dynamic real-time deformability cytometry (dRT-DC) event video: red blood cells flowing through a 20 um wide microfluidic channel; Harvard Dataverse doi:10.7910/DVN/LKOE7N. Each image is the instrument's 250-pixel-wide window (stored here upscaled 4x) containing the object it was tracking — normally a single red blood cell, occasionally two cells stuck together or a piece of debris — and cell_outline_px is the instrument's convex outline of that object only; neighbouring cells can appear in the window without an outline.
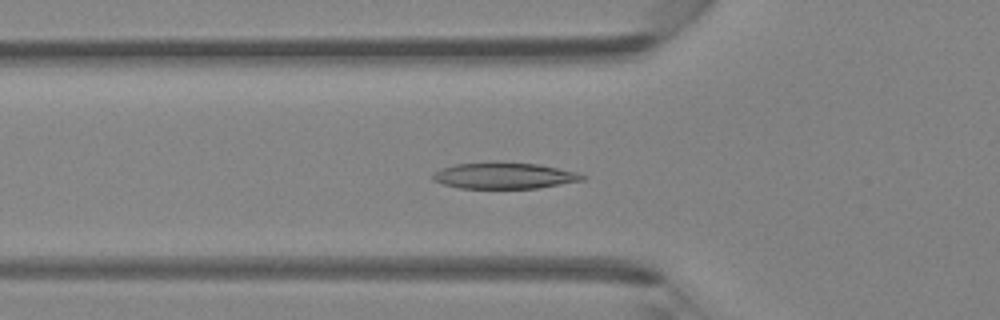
{"species": "Egyptian fruit bat (a non-hibernating species)", "species_latin": "Rousettus aegyptiacus", "temperature_condition": "room temperature", "stored_images_in_passage": 47, "camera_frame_rate_fps": 3000, "um_per_image_px": 0.085, "animal": {"sex": "female"}, "frame": {"image": 1, "passage_image": 16, "time_ms": 5.0, "image_size_px": [1000, 320], "cell_outline_px": [[588, 176], [584, 180], [536, 188], [460, 188], [444, 184], [432, 180], [432, 172], [440, 168], [456, 164], [492, 160], [540, 164], [576, 172]], "centroid_in_image_um": [42.82, 14.9], "position_along_channel_um": 83.0, "area_um2": 23.35}}
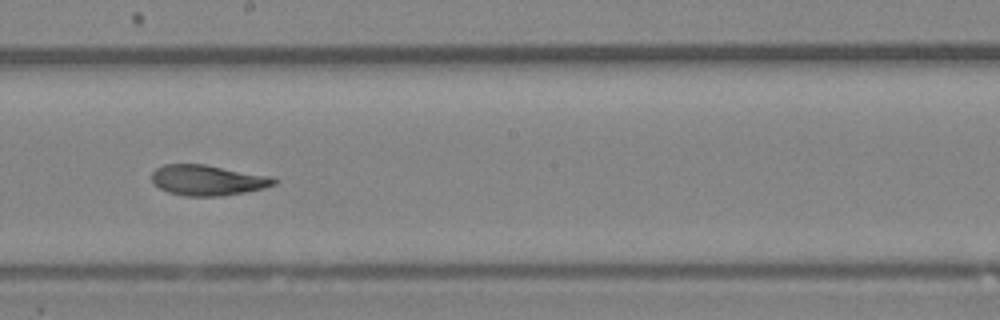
{"frame": {"image": 2, "passage_image": 26, "time_ms": 8.333, "image_size_px": [1000, 320], "cell_outline_px": [[276, 184], [264, 188], [244, 192], [220, 196], [188, 196], [168, 192], [152, 184], [152, 172], [156, 168], [164, 164], [204, 164], [272, 176], [276, 180]], "centroid_in_image_um": [17.64, 15.31], "position_along_channel_um": 230.6, "area_um2": 21.73}}
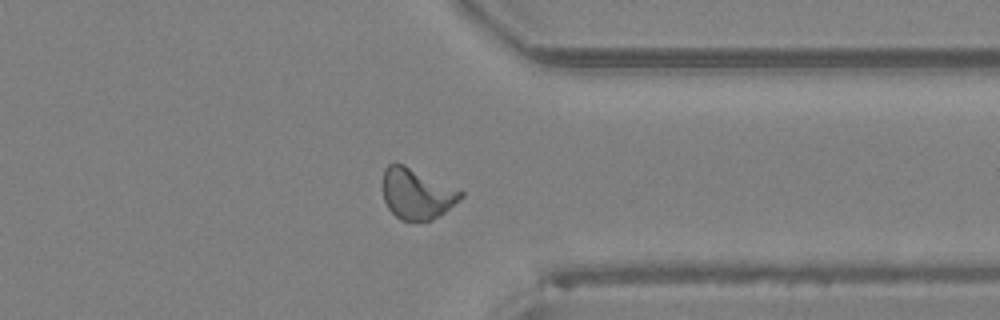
{"frame": {"image": 3, "passage_image": 36, "time_ms": 11.667, "image_size_px": [1000, 320], "cell_outline_px": [[464, 196], [444, 212], [432, 220], [400, 220], [388, 208], [384, 200], [384, 168], [388, 164], [396, 160], [464, 192]], "centroid_in_image_um": [35.41, 16.44], "position_along_channel_um": 376.0, "area_um2": 22.89}}